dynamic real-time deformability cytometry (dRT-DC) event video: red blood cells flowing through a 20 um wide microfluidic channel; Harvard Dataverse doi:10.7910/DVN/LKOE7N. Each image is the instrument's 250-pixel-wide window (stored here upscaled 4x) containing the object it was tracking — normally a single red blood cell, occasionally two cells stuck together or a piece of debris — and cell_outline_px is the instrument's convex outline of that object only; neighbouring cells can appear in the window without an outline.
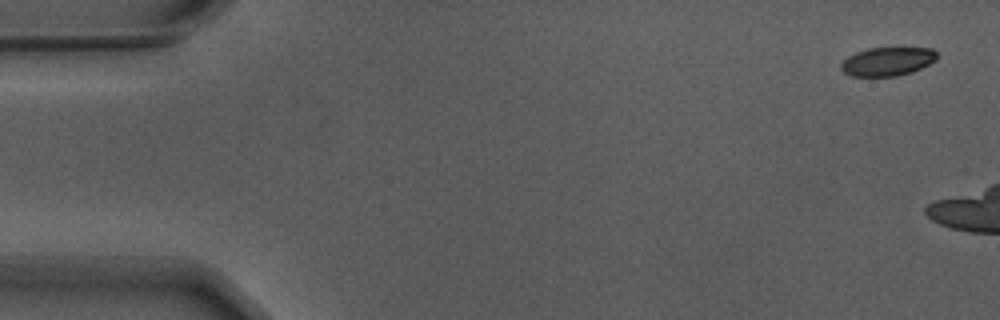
{"species": "Egyptian fruit bat (a non-hibernating species)", "species_latin": "Rousettus aegyptiacus", "temperature_condition": "warm", "stored_images_in_passage": 8, "camera_frame_rate_fps": 3000, "um_per_image_px": 0.085, "animal": {"sex": "male"}, "frame": {"image": 1, "passage_image": 1, "time_ms": 0.0, "image_size_px": [1000, 320], "cell_outline_px": [[936, 60], [912, 72], [896, 76], [848, 76], [840, 68], [840, 64], [848, 56], [856, 52], [868, 48], [932, 48], [936, 52]], "centroid_in_image_um": [75.4, 5.23], "position_along_channel_um": 9.6, "area_um2": 15.95}}